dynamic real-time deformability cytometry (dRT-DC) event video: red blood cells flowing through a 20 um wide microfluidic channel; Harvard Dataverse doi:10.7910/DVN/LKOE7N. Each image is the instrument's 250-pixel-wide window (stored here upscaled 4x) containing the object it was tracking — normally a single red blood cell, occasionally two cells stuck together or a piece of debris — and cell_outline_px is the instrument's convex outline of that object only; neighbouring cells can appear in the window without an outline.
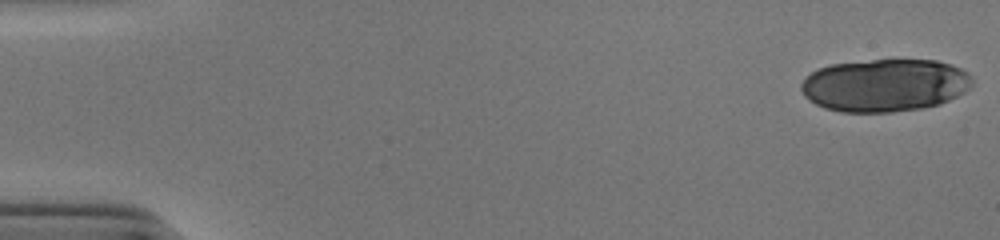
{"species": "human", "species_latin": "Homo sapiens", "temperature_condition": "cold", "stored_images_in_passage": 52, "segment_of_instrument_passage": [1, 2], "camera_frame_rate_fps": 3000, "um_per_image_px": 0.085, "donor": {"sex": "male"}, "frame": {"image": 1, "passage_image": 1, "time_ms": 0.0, "image_size_px": [1000, 240], "cell_outline_px": [[972, 84], [964, 92], [940, 104], [920, 108], [892, 112], [840, 112], [824, 108], [808, 100], [804, 96], [800, 88], [800, 84], [804, 76], [820, 68], [832, 64], [872, 60], [936, 60], [952, 64], [968, 72], [972, 76]], "centroid_in_image_um": [75.19, 7.24], "position_along_channel_um": 9.8, "area_um2": 52.77}}